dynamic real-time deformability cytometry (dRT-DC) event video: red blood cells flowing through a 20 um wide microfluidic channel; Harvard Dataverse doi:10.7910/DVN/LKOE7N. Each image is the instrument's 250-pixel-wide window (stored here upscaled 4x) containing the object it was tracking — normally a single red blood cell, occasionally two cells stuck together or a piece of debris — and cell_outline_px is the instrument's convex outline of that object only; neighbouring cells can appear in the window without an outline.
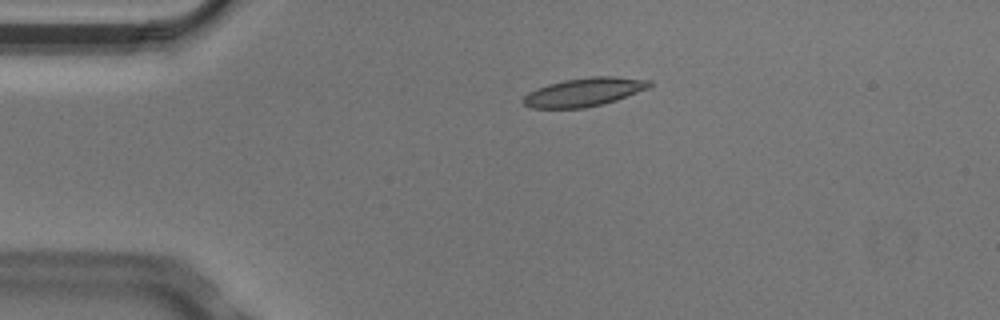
{"species": "Egyptian fruit bat (a non-hibernating species)", "species_latin": "Rousettus aegyptiacus", "temperature_condition": "cold", "stored_images_in_passage": 4, "camera_frame_rate_fps": 3000, "um_per_image_px": 0.085, "animal": {"sex": "male"}, "frame": {"image": 1, "passage_image": 3, "time_ms": 0.667, "image_size_px": [1000, 320], "cell_outline_px": [[652, 84], [648, 88], [616, 100], [604, 104], [584, 108], [532, 108], [524, 104], [520, 100], [528, 92], [548, 84], [564, 80], [592, 76], [616, 76], [652, 80]], "centroid_in_image_um": [49.65, 7.82], "position_along_channel_um": 35.3, "area_um2": 21.04}}